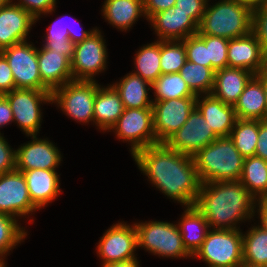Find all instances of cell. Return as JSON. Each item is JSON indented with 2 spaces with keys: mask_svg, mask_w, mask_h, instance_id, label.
Listing matches in <instances>:
<instances>
[{
  "mask_svg": "<svg viewBox=\"0 0 267 267\" xmlns=\"http://www.w3.org/2000/svg\"><path fill=\"white\" fill-rule=\"evenodd\" d=\"M132 156L149 181L165 195L186 207L195 205L201 181L192 156L169 149L164 143L140 149Z\"/></svg>",
  "mask_w": 267,
  "mask_h": 267,
  "instance_id": "1",
  "label": "cell"
},
{
  "mask_svg": "<svg viewBox=\"0 0 267 267\" xmlns=\"http://www.w3.org/2000/svg\"><path fill=\"white\" fill-rule=\"evenodd\" d=\"M256 199L240 181L201 183L195 207L210 229H239L238 221L255 216Z\"/></svg>",
  "mask_w": 267,
  "mask_h": 267,
  "instance_id": "2",
  "label": "cell"
},
{
  "mask_svg": "<svg viewBox=\"0 0 267 267\" xmlns=\"http://www.w3.org/2000/svg\"><path fill=\"white\" fill-rule=\"evenodd\" d=\"M244 159L229 137H218L193 156L201 183L239 181Z\"/></svg>",
  "mask_w": 267,
  "mask_h": 267,
  "instance_id": "3",
  "label": "cell"
},
{
  "mask_svg": "<svg viewBox=\"0 0 267 267\" xmlns=\"http://www.w3.org/2000/svg\"><path fill=\"white\" fill-rule=\"evenodd\" d=\"M252 11L237 0H222L208 7L198 26L197 35H211L233 39L252 31Z\"/></svg>",
  "mask_w": 267,
  "mask_h": 267,
  "instance_id": "4",
  "label": "cell"
},
{
  "mask_svg": "<svg viewBox=\"0 0 267 267\" xmlns=\"http://www.w3.org/2000/svg\"><path fill=\"white\" fill-rule=\"evenodd\" d=\"M239 230H209L194 256L209 267H239L243 263V234Z\"/></svg>",
  "mask_w": 267,
  "mask_h": 267,
  "instance_id": "5",
  "label": "cell"
},
{
  "mask_svg": "<svg viewBox=\"0 0 267 267\" xmlns=\"http://www.w3.org/2000/svg\"><path fill=\"white\" fill-rule=\"evenodd\" d=\"M138 247L162 257H192L185 249L178 225L151 221L135 223Z\"/></svg>",
  "mask_w": 267,
  "mask_h": 267,
  "instance_id": "6",
  "label": "cell"
},
{
  "mask_svg": "<svg viewBox=\"0 0 267 267\" xmlns=\"http://www.w3.org/2000/svg\"><path fill=\"white\" fill-rule=\"evenodd\" d=\"M99 87L95 80H73L52 92V102L79 122H94V101Z\"/></svg>",
  "mask_w": 267,
  "mask_h": 267,
  "instance_id": "7",
  "label": "cell"
},
{
  "mask_svg": "<svg viewBox=\"0 0 267 267\" xmlns=\"http://www.w3.org/2000/svg\"><path fill=\"white\" fill-rule=\"evenodd\" d=\"M12 109L13 119L28 136L37 135L41 126L40 103L52 102L50 90L13 89L4 94Z\"/></svg>",
  "mask_w": 267,
  "mask_h": 267,
  "instance_id": "8",
  "label": "cell"
},
{
  "mask_svg": "<svg viewBox=\"0 0 267 267\" xmlns=\"http://www.w3.org/2000/svg\"><path fill=\"white\" fill-rule=\"evenodd\" d=\"M110 130H115L119 139L131 141L132 155L140 149L157 144L152 108H125Z\"/></svg>",
  "mask_w": 267,
  "mask_h": 267,
  "instance_id": "9",
  "label": "cell"
},
{
  "mask_svg": "<svg viewBox=\"0 0 267 267\" xmlns=\"http://www.w3.org/2000/svg\"><path fill=\"white\" fill-rule=\"evenodd\" d=\"M8 61L14 78L15 89L49 90L41 80L37 48L27 41L0 51Z\"/></svg>",
  "mask_w": 267,
  "mask_h": 267,
  "instance_id": "10",
  "label": "cell"
},
{
  "mask_svg": "<svg viewBox=\"0 0 267 267\" xmlns=\"http://www.w3.org/2000/svg\"><path fill=\"white\" fill-rule=\"evenodd\" d=\"M218 136L209 126L207 120L195 106L190 112L186 123L173 135H171L164 144L172 150L179 153L194 156L200 149H203Z\"/></svg>",
  "mask_w": 267,
  "mask_h": 267,
  "instance_id": "11",
  "label": "cell"
},
{
  "mask_svg": "<svg viewBox=\"0 0 267 267\" xmlns=\"http://www.w3.org/2000/svg\"><path fill=\"white\" fill-rule=\"evenodd\" d=\"M107 50L99 29L75 44L71 71L75 81H94L93 76L106 69Z\"/></svg>",
  "mask_w": 267,
  "mask_h": 267,
  "instance_id": "12",
  "label": "cell"
},
{
  "mask_svg": "<svg viewBox=\"0 0 267 267\" xmlns=\"http://www.w3.org/2000/svg\"><path fill=\"white\" fill-rule=\"evenodd\" d=\"M197 97H183L164 101H153V130L157 144L164 143L187 121L196 106Z\"/></svg>",
  "mask_w": 267,
  "mask_h": 267,
  "instance_id": "13",
  "label": "cell"
},
{
  "mask_svg": "<svg viewBox=\"0 0 267 267\" xmlns=\"http://www.w3.org/2000/svg\"><path fill=\"white\" fill-rule=\"evenodd\" d=\"M138 247L135 224L130 226L124 223L114 224L101 237L98 244L99 257L103 265L109 263L126 262L135 257L134 251Z\"/></svg>",
  "mask_w": 267,
  "mask_h": 267,
  "instance_id": "14",
  "label": "cell"
},
{
  "mask_svg": "<svg viewBox=\"0 0 267 267\" xmlns=\"http://www.w3.org/2000/svg\"><path fill=\"white\" fill-rule=\"evenodd\" d=\"M21 171L13 170L0 175V213L24 216L36 211Z\"/></svg>",
  "mask_w": 267,
  "mask_h": 267,
  "instance_id": "15",
  "label": "cell"
},
{
  "mask_svg": "<svg viewBox=\"0 0 267 267\" xmlns=\"http://www.w3.org/2000/svg\"><path fill=\"white\" fill-rule=\"evenodd\" d=\"M227 58L228 67L249 70L255 75L267 68V54L252 31L229 40Z\"/></svg>",
  "mask_w": 267,
  "mask_h": 267,
  "instance_id": "16",
  "label": "cell"
},
{
  "mask_svg": "<svg viewBox=\"0 0 267 267\" xmlns=\"http://www.w3.org/2000/svg\"><path fill=\"white\" fill-rule=\"evenodd\" d=\"M30 137L33 138L32 142L16 150L15 169L18 171L55 170L61 162L58 148L48 139H38L36 135Z\"/></svg>",
  "mask_w": 267,
  "mask_h": 267,
  "instance_id": "17",
  "label": "cell"
},
{
  "mask_svg": "<svg viewBox=\"0 0 267 267\" xmlns=\"http://www.w3.org/2000/svg\"><path fill=\"white\" fill-rule=\"evenodd\" d=\"M35 22L29 12L12 1L0 7V51L27 41L26 36Z\"/></svg>",
  "mask_w": 267,
  "mask_h": 267,
  "instance_id": "18",
  "label": "cell"
},
{
  "mask_svg": "<svg viewBox=\"0 0 267 267\" xmlns=\"http://www.w3.org/2000/svg\"><path fill=\"white\" fill-rule=\"evenodd\" d=\"M149 21L160 41L183 40L198 32V25L175 7L154 14Z\"/></svg>",
  "mask_w": 267,
  "mask_h": 267,
  "instance_id": "19",
  "label": "cell"
},
{
  "mask_svg": "<svg viewBox=\"0 0 267 267\" xmlns=\"http://www.w3.org/2000/svg\"><path fill=\"white\" fill-rule=\"evenodd\" d=\"M37 57L42 83L51 92L73 81L71 61L64 52L52 51L43 46L41 50L37 49Z\"/></svg>",
  "mask_w": 267,
  "mask_h": 267,
  "instance_id": "20",
  "label": "cell"
},
{
  "mask_svg": "<svg viewBox=\"0 0 267 267\" xmlns=\"http://www.w3.org/2000/svg\"><path fill=\"white\" fill-rule=\"evenodd\" d=\"M196 107L218 137H229L237 120L233 105L225 104L212 94H207L202 101L200 95L197 96Z\"/></svg>",
  "mask_w": 267,
  "mask_h": 267,
  "instance_id": "21",
  "label": "cell"
},
{
  "mask_svg": "<svg viewBox=\"0 0 267 267\" xmlns=\"http://www.w3.org/2000/svg\"><path fill=\"white\" fill-rule=\"evenodd\" d=\"M251 71L226 67L215 71L212 95L225 104L235 105L246 84L254 76Z\"/></svg>",
  "mask_w": 267,
  "mask_h": 267,
  "instance_id": "22",
  "label": "cell"
},
{
  "mask_svg": "<svg viewBox=\"0 0 267 267\" xmlns=\"http://www.w3.org/2000/svg\"><path fill=\"white\" fill-rule=\"evenodd\" d=\"M21 172L26 179L31 201L37 209L45 207L61 192L55 170L33 169Z\"/></svg>",
  "mask_w": 267,
  "mask_h": 267,
  "instance_id": "23",
  "label": "cell"
},
{
  "mask_svg": "<svg viewBox=\"0 0 267 267\" xmlns=\"http://www.w3.org/2000/svg\"><path fill=\"white\" fill-rule=\"evenodd\" d=\"M237 119L267 120V102L262 82L254 75L234 105Z\"/></svg>",
  "mask_w": 267,
  "mask_h": 267,
  "instance_id": "24",
  "label": "cell"
},
{
  "mask_svg": "<svg viewBox=\"0 0 267 267\" xmlns=\"http://www.w3.org/2000/svg\"><path fill=\"white\" fill-rule=\"evenodd\" d=\"M184 213L178 228L185 249L193 257L201 248L210 227L205 217L194 205L187 206Z\"/></svg>",
  "mask_w": 267,
  "mask_h": 267,
  "instance_id": "25",
  "label": "cell"
},
{
  "mask_svg": "<svg viewBox=\"0 0 267 267\" xmlns=\"http://www.w3.org/2000/svg\"><path fill=\"white\" fill-rule=\"evenodd\" d=\"M124 105L119 94L110 85L97 89L94 101V122L101 130H109L123 114Z\"/></svg>",
  "mask_w": 267,
  "mask_h": 267,
  "instance_id": "26",
  "label": "cell"
},
{
  "mask_svg": "<svg viewBox=\"0 0 267 267\" xmlns=\"http://www.w3.org/2000/svg\"><path fill=\"white\" fill-rule=\"evenodd\" d=\"M111 86L119 94L124 108H152L153 100H149L147 92L152 88V84L141 76L129 73L120 82Z\"/></svg>",
  "mask_w": 267,
  "mask_h": 267,
  "instance_id": "27",
  "label": "cell"
},
{
  "mask_svg": "<svg viewBox=\"0 0 267 267\" xmlns=\"http://www.w3.org/2000/svg\"><path fill=\"white\" fill-rule=\"evenodd\" d=\"M102 10L107 21L123 31L145 16L143 0H106Z\"/></svg>",
  "mask_w": 267,
  "mask_h": 267,
  "instance_id": "28",
  "label": "cell"
},
{
  "mask_svg": "<svg viewBox=\"0 0 267 267\" xmlns=\"http://www.w3.org/2000/svg\"><path fill=\"white\" fill-rule=\"evenodd\" d=\"M239 181L256 200L267 198V161L258 156L246 157Z\"/></svg>",
  "mask_w": 267,
  "mask_h": 267,
  "instance_id": "29",
  "label": "cell"
},
{
  "mask_svg": "<svg viewBox=\"0 0 267 267\" xmlns=\"http://www.w3.org/2000/svg\"><path fill=\"white\" fill-rule=\"evenodd\" d=\"M179 74L196 96L201 95V93L205 95L212 93L215 72L210 67L187 60L180 69Z\"/></svg>",
  "mask_w": 267,
  "mask_h": 267,
  "instance_id": "30",
  "label": "cell"
},
{
  "mask_svg": "<svg viewBox=\"0 0 267 267\" xmlns=\"http://www.w3.org/2000/svg\"><path fill=\"white\" fill-rule=\"evenodd\" d=\"M242 237L243 263L267 267V231L253 226Z\"/></svg>",
  "mask_w": 267,
  "mask_h": 267,
  "instance_id": "31",
  "label": "cell"
},
{
  "mask_svg": "<svg viewBox=\"0 0 267 267\" xmlns=\"http://www.w3.org/2000/svg\"><path fill=\"white\" fill-rule=\"evenodd\" d=\"M259 134V120L237 119L229 138L244 157L255 156Z\"/></svg>",
  "mask_w": 267,
  "mask_h": 267,
  "instance_id": "32",
  "label": "cell"
},
{
  "mask_svg": "<svg viewBox=\"0 0 267 267\" xmlns=\"http://www.w3.org/2000/svg\"><path fill=\"white\" fill-rule=\"evenodd\" d=\"M135 75L153 84L161 75L160 40L143 46L135 57Z\"/></svg>",
  "mask_w": 267,
  "mask_h": 267,
  "instance_id": "33",
  "label": "cell"
},
{
  "mask_svg": "<svg viewBox=\"0 0 267 267\" xmlns=\"http://www.w3.org/2000/svg\"><path fill=\"white\" fill-rule=\"evenodd\" d=\"M155 101L183 97H197L179 73L162 74L153 84Z\"/></svg>",
  "mask_w": 267,
  "mask_h": 267,
  "instance_id": "34",
  "label": "cell"
},
{
  "mask_svg": "<svg viewBox=\"0 0 267 267\" xmlns=\"http://www.w3.org/2000/svg\"><path fill=\"white\" fill-rule=\"evenodd\" d=\"M186 61V50L182 40L160 41V66L162 74L179 73Z\"/></svg>",
  "mask_w": 267,
  "mask_h": 267,
  "instance_id": "35",
  "label": "cell"
},
{
  "mask_svg": "<svg viewBox=\"0 0 267 267\" xmlns=\"http://www.w3.org/2000/svg\"><path fill=\"white\" fill-rule=\"evenodd\" d=\"M26 235L25 229L18 225L15 217L0 213V259H3V255L20 243Z\"/></svg>",
  "mask_w": 267,
  "mask_h": 267,
  "instance_id": "36",
  "label": "cell"
},
{
  "mask_svg": "<svg viewBox=\"0 0 267 267\" xmlns=\"http://www.w3.org/2000/svg\"><path fill=\"white\" fill-rule=\"evenodd\" d=\"M206 44L208 61H211V69L215 72L228 67L229 39L211 35H198Z\"/></svg>",
  "mask_w": 267,
  "mask_h": 267,
  "instance_id": "37",
  "label": "cell"
},
{
  "mask_svg": "<svg viewBox=\"0 0 267 267\" xmlns=\"http://www.w3.org/2000/svg\"><path fill=\"white\" fill-rule=\"evenodd\" d=\"M62 22L63 20L61 21L59 19L49 26L46 40H54V42H66L68 39H70L74 44H77L87 39L96 30L95 28L90 31H81L82 33L78 34L77 31L72 30V27L69 25L67 26V24Z\"/></svg>",
  "mask_w": 267,
  "mask_h": 267,
  "instance_id": "38",
  "label": "cell"
},
{
  "mask_svg": "<svg viewBox=\"0 0 267 267\" xmlns=\"http://www.w3.org/2000/svg\"><path fill=\"white\" fill-rule=\"evenodd\" d=\"M182 41L185 45L188 61L211 68V61H208L206 44L197 34L189 36Z\"/></svg>",
  "mask_w": 267,
  "mask_h": 267,
  "instance_id": "39",
  "label": "cell"
},
{
  "mask_svg": "<svg viewBox=\"0 0 267 267\" xmlns=\"http://www.w3.org/2000/svg\"><path fill=\"white\" fill-rule=\"evenodd\" d=\"M252 32L267 54V2L253 8L252 11Z\"/></svg>",
  "mask_w": 267,
  "mask_h": 267,
  "instance_id": "40",
  "label": "cell"
},
{
  "mask_svg": "<svg viewBox=\"0 0 267 267\" xmlns=\"http://www.w3.org/2000/svg\"><path fill=\"white\" fill-rule=\"evenodd\" d=\"M206 4H208L207 0H176L174 7L175 10L189 16L199 26Z\"/></svg>",
  "mask_w": 267,
  "mask_h": 267,
  "instance_id": "41",
  "label": "cell"
},
{
  "mask_svg": "<svg viewBox=\"0 0 267 267\" xmlns=\"http://www.w3.org/2000/svg\"><path fill=\"white\" fill-rule=\"evenodd\" d=\"M20 1L15 5H19L24 10L29 12L35 18L36 21L38 20L39 16L42 13L47 14L54 11V7L56 5V0H20Z\"/></svg>",
  "mask_w": 267,
  "mask_h": 267,
  "instance_id": "42",
  "label": "cell"
},
{
  "mask_svg": "<svg viewBox=\"0 0 267 267\" xmlns=\"http://www.w3.org/2000/svg\"><path fill=\"white\" fill-rule=\"evenodd\" d=\"M16 150H12L0 133V175L15 170Z\"/></svg>",
  "mask_w": 267,
  "mask_h": 267,
  "instance_id": "43",
  "label": "cell"
},
{
  "mask_svg": "<svg viewBox=\"0 0 267 267\" xmlns=\"http://www.w3.org/2000/svg\"><path fill=\"white\" fill-rule=\"evenodd\" d=\"M13 89H15V83L11 68L5 56L0 52V94L4 95Z\"/></svg>",
  "mask_w": 267,
  "mask_h": 267,
  "instance_id": "44",
  "label": "cell"
},
{
  "mask_svg": "<svg viewBox=\"0 0 267 267\" xmlns=\"http://www.w3.org/2000/svg\"><path fill=\"white\" fill-rule=\"evenodd\" d=\"M175 2L176 0H143L145 18L149 20L154 14L173 7Z\"/></svg>",
  "mask_w": 267,
  "mask_h": 267,
  "instance_id": "45",
  "label": "cell"
},
{
  "mask_svg": "<svg viewBox=\"0 0 267 267\" xmlns=\"http://www.w3.org/2000/svg\"><path fill=\"white\" fill-rule=\"evenodd\" d=\"M255 156L267 161V120H259V134Z\"/></svg>",
  "mask_w": 267,
  "mask_h": 267,
  "instance_id": "46",
  "label": "cell"
},
{
  "mask_svg": "<svg viewBox=\"0 0 267 267\" xmlns=\"http://www.w3.org/2000/svg\"><path fill=\"white\" fill-rule=\"evenodd\" d=\"M43 44L46 49L52 51L64 52V55L71 61L75 49V44L68 39L66 42H54V40H46Z\"/></svg>",
  "mask_w": 267,
  "mask_h": 267,
  "instance_id": "47",
  "label": "cell"
},
{
  "mask_svg": "<svg viewBox=\"0 0 267 267\" xmlns=\"http://www.w3.org/2000/svg\"><path fill=\"white\" fill-rule=\"evenodd\" d=\"M13 121L11 105L5 95H0V127Z\"/></svg>",
  "mask_w": 267,
  "mask_h": 267,
  "instance_id": "48",
  "label": "cell"
},
{
  "mask_svg": "<svg viewBox=\"0 0 267 267\" xmlns=\"http://www.w3.org/2000/svg\"><path fill=\"white\" fill-rule=\"evenodd\" d=\"M259 209H257L260 216V227L267 231V198L257 199Z\"/></svg>",
  "mask_w": 267,
  "mask_h": 267,
  "instance_id": "49",
  "label": "cell"
},
{
  "mask_svg": "<svg viewBox=\"0 0 267 267\" xmlns=\"http://www.w3.org/2000/svg\"><path fill=\"white\" fill-rule=\"evenodd\" d=\"M137 259H133L126 262L109 263L102 265V267H139Z\"/></svg>",
  "mask_w": 267,
  "mask_h": 267,
  "instance_id": "50",
  "label": "cell"
},
{
  "mask_svg": "<svg viewBox=\"0 0 267 267\" xmlns=\"http://www.w3.org/2000/svg\"><path fill=\"white\" fill-rule=\"evenodd\" d=\"M255 76L262 82L267 102V68L265 70L260 71Z\"/></svg>",
  "mask_w": 267,
  "mask_h": 267,
  "instance_id": "51",
  "label": "cell"
},
{
  "mask_svg": "<svg viewBox=\"0 0 267 267\" xmlns=\"http://www.w3.org/2000/svg\"><path fill=\"white\" fill-rule=\"evenodd\" d=\"M237 1L242 3V4L248 5L252 9L262 5L265 2H267V0H237Z\"/></svg>",
  "mask_w": 267,
  "mask_h": 267,
  "instance_id": "52",
  "label": "cell"
},
{
  "mask_svg": "<svg viewBox=\"0 0 267 267\" xmlns=\"http://www.w3.org/2000/svg\"><path fill=\"white\" fill-rule=\"evenodd\" d=\"M239 267H265V266H258V265H251L248 263H242Z\"/></svg>",
  "mask_w": 267,
  "mask_h": 267,
  "instance_id": "53",
  "label": "cell"
},
{
  "mask_svg": "<svg viewBox=\"0 0 267 267\" xmlns=\"http://www.w3.org/2000/svg\"><path fill=\"white\" fill-rule=\"evenodd\" d=\"M10 0H0V7L7 5Z\"/></svg>",
  "mask_w": 267,
  "mask_h": 267,
  "instance_id": "54",
  "label": "cell"
},
{
  "mask_svg": "<svg viewBox=\"0 0 267 267\" xmlns=\"http://www.w3.org/2000/svg\"><path fill=\"white\" fill-rule=\"evenodd\" d=\"M6 265H5V262H4V260L3 259H0V267H5Z\"/></svg>",
  "mask_w": 267,
  "mask_h": 267,
  "instance_id": "55",
  "label": "cell"
}]
</instances>
